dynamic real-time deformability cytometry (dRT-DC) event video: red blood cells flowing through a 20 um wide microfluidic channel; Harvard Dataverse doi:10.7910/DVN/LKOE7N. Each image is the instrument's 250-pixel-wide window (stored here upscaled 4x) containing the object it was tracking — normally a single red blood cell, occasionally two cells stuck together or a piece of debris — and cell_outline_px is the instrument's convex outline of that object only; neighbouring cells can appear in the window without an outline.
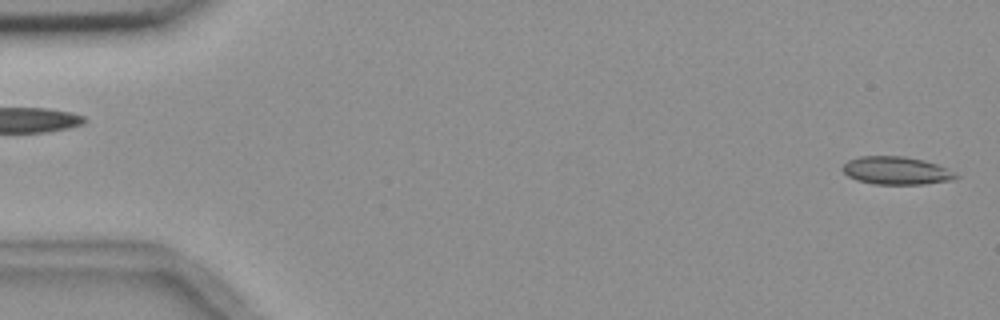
{"species": "common noctule bat (a hibernating species)", "species_latin": "Nyctalus noctula", "temperature_condition": "room temperature", "stored_images_in_passage": 5, "segment_of_instrument_passage": [2, 2], "camera_frame_rate_fps": 3000, "um_per_image_px": 0.085, "animal": {"sex": "female", "body_mass_g": 18.4}, "frame": {"image": 1, "passage_image": 5, "time_ms": 4.667, "image_size_px": [1000, 320], "cell_outline_px": [[960, 176], [948, 180], [924, 184], [872, 184], [856, 180], [848, 176], [840, 168], [848, 160], [860, 156], [904, 156], [924, 160], [936, 164]], "centroid_in_image_um": [76.11, 14.5], "position_along_channel_um": 8.9, "area_um2": 18.26}}